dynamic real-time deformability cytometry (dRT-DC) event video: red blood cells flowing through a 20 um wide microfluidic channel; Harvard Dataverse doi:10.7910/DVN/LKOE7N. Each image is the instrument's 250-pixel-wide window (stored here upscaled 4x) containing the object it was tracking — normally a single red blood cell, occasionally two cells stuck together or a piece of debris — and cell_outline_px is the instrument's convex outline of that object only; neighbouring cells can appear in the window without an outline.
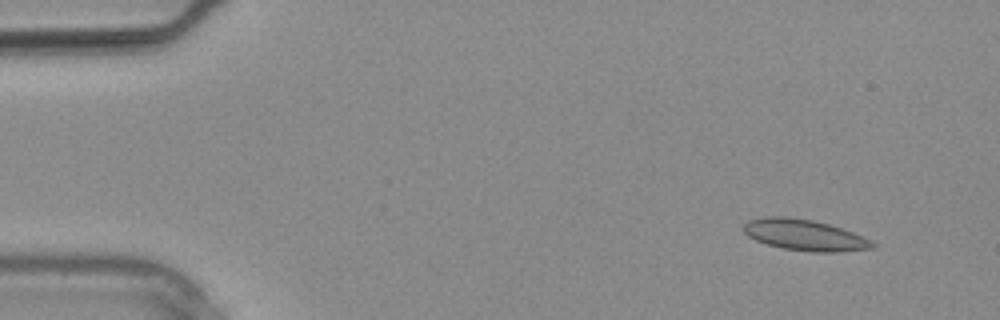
{"species": "common noctule bat (a hibernating species)", "species_latin": "Nyctalus noctula", "temperature_condition": "warm", "stored_images_in_passage": 3, "camera_frame_rate_fps": 3000, "um_per_image_px": 0.085, "animal": {"sex": "male", "body_mass_g": 20.4}, "frame": {"image": 1, "passage_image": 1, "time_ms": 0.0, "image_size_px": [1000, 320], "cell_outline_px": [[876, 248], [836, 252], [812, 252], [784, 248], [768, 244], [756, 240], [748, 236], [744, 232], [744, 224], [748, 220], [764, 216], [784, 216], [812, 220], [828, 224], [852, 232], [872, 240], [876, 244]], "centroid_in_image_um": [68.4, 19.97], "position_along_channel_um": 16.6, "area_um2": 23.24}}